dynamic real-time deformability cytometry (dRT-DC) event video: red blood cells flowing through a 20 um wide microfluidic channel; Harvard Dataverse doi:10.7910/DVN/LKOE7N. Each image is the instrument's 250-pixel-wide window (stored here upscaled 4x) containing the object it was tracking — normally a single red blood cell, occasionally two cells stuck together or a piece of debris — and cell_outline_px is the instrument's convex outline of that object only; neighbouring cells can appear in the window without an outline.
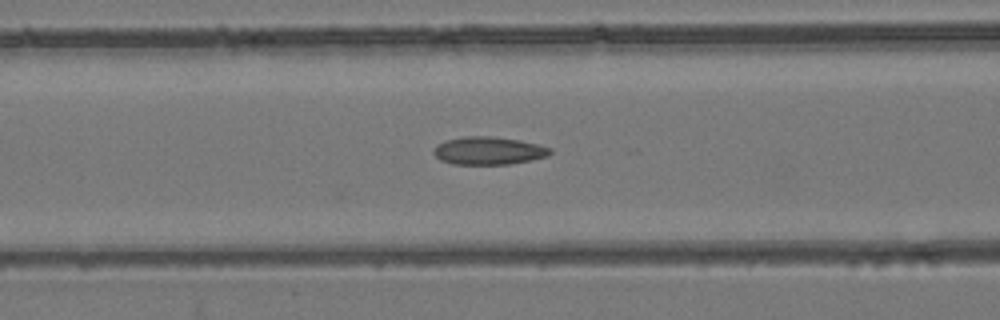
{"species": "common noctule bat (a hibernating species)", "species_latin": "Nyctalus noctula", "temperature_condition": "room temperature", "stored_images_in_passage": 41, "camera_frame_rate_fps": 3000, "um_per_image_px": 0.085, "animal": {"sex": "female", "body_mass_g": 24.6, "forearm_length_mm": 56.2}, "frame": {"image": 1, "passage_image": 10, "time_ms": 3.0, "image_size_px": [1000, 320], "cell_outline_px": [[552, 152], [548, 156], [508, 164], [452, 164], [440, 160], [432, 152], [432, 148], [436, 144], [444, 140], [464, 136], [492, 136], [520, 140], [552, 148]], "centroid_in_image_um": [41.47, 12.8], "position_along_channel_um": 125.1, "area_um2": 19.02}}
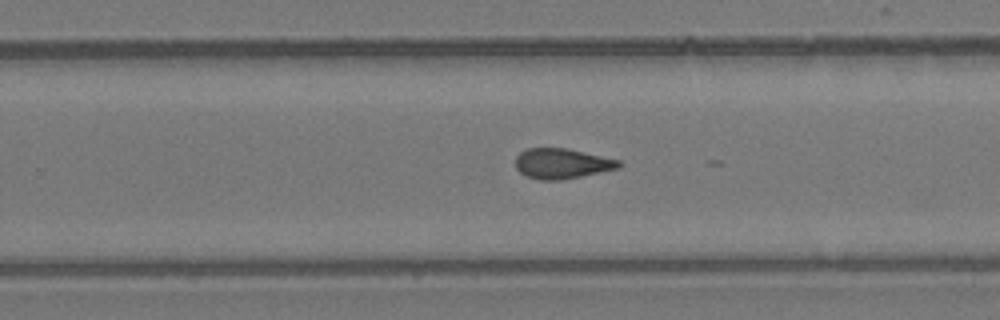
{"frame": {"image": 2, "passage_image": 22, "time_ms": 7.0, "image_size_px": [1000, 320], "cell_outline_px": [[624, 164], [620, 168], [560, 180], [540, 180], [524, 176], [516, 168], [516, 156], [520, 152], [528, 148], [564, 148], [620, 160]], "centroid_in_image_um": [47.75, 13.91], "position_along_channel_um": 282.0, "area_um2": 18.15}}
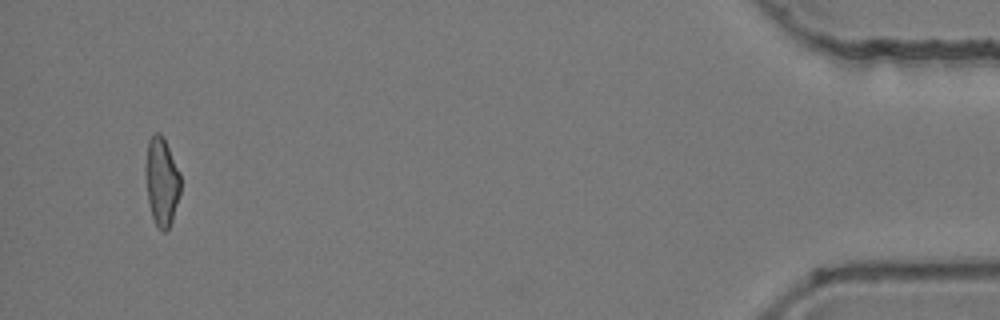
{"frame": {"image": 3, "passage_image": 39, "time_ms": 12.667, "image_size_px": [1000, 320], "cell_outline_px": [[180, 192], [172, 220], [168, 228], [164, 232], [156, 224], [152, 216], [148, 200], [144, 168], [144, 164], [148, 140], [152, 132], [160, 132], [164, 136], [180, 172]], "centroid_in_image_um": [13.72, 15.33], "position_along_channel_um": 421.5, "area_um2": 18.26}, "authors_computed_cell_mechanics": {"area_um2": 18.3804, "velocity_mm_per_s": 3.9419, "shape_relaxation_time_tau1_ms": null, "shape_relaxation_time_tau2_ms": 3.3794, "deformation_change_tau1": null, "deformation_change_tau2": 0.1149}}